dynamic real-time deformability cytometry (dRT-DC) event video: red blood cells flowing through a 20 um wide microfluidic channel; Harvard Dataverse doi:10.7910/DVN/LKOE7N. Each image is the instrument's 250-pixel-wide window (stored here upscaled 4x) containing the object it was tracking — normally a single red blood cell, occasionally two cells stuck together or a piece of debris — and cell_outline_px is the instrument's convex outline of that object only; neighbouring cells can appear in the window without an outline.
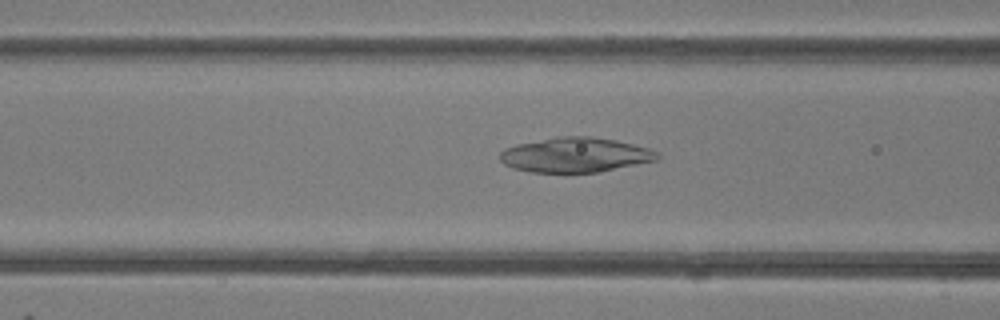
{"species": "common noctule bat (a hibernating species)", "species_latin": "Nyctalus noctula", "temperature_condition": "room temperature", "stored_images_in_passage": 34, "camera_frame_rate_fps": 3000, "um_per_image_px": 0.085, "animal": {"sex": "female"}, "frame": {"image": 1, "passage_image": 5, "time_ms": 1.333, "image_size_px": [1000, 320], "cell_outline_px": [[660, 160], [600, 172], [528, 172], [512, 168], [504, 164], [500, 160], [500, 152], [504, 148], [516, 144], [556, 136], [588, 136], [616, 140], [648, 148], [660, 152]], "centroid_in_image_um": [48.92, 13.17], "position_along_channel_um": 117.7, "area_um2": 32.25}}
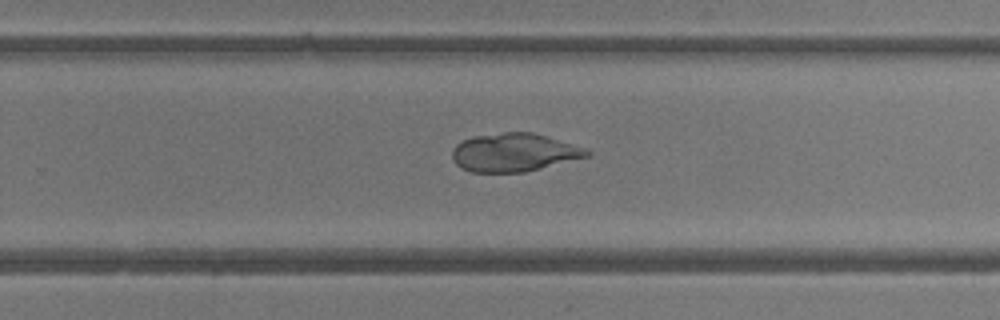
{"frame": {"image": 2, "passage_image": 17, "time_ms": 5.333, "image_size_px": [1000, 320], "cell_outline_px": [[592, 156], [524, 172], [472, 172], [456, 164], [452, 156], [452, 148], [456, 144], [472, 136], [504, 132], [532, 132], [588, 148], [592, 152]], "centroid_in_image_um": [43.74, 12.95], "position_along_channel_um": 286.1, "area_um2": 30.17}}
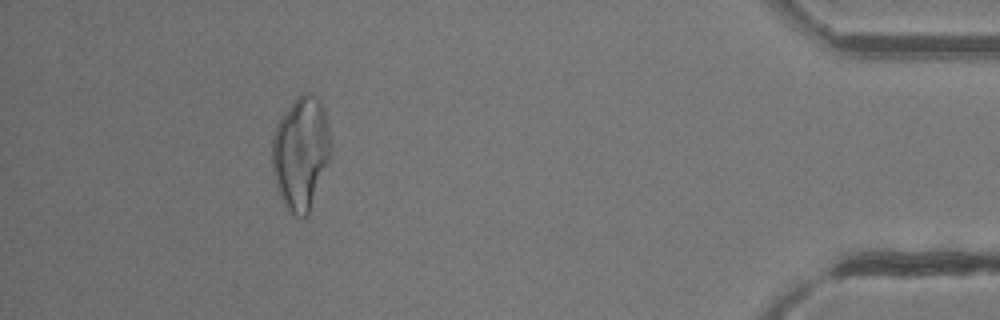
{"frame": {"image": 3, "passage_image": 30, "time_ms": 9.667, "image_size_px": [1000, 320], "cell_outline_px": [[332, 152], [328, 164], [308, 216], [300, 220], [288, 212], [280, 196], [276, 184], [272, 168], [272, 140], [276, 124], [296, 96], [304, 92], [308, 92], [316, 96], [320, 100], [324, 112], [328, 128], [332, 148]], "centroid_in_image_um": [25.58, 13.04], "position_along_channel_um": 409.6, "area_um2": 39.13}}